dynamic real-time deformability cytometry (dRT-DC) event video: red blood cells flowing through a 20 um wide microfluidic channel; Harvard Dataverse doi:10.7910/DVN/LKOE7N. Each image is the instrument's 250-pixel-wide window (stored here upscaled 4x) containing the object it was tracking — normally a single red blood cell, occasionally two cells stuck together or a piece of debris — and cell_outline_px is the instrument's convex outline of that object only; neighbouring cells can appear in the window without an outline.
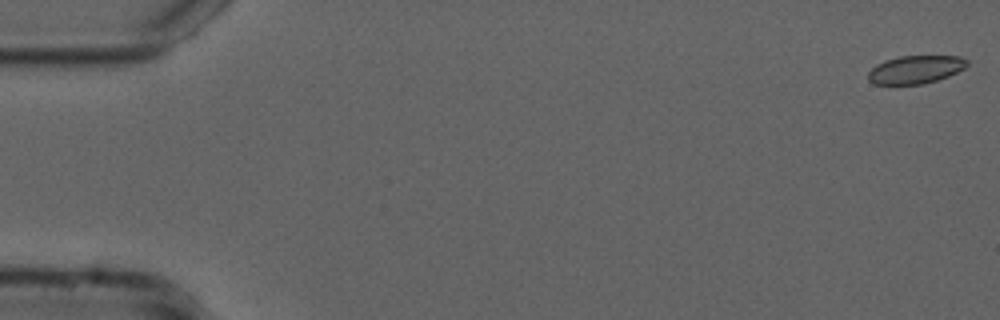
{"species": "common noctule bat (a hibernating species)", "species_latin": "Nyctalus noctula", "temperature_condition": "cold", "stored_images_in_passage": 9, "camera_frame_rate_fps": 3000, "um_per_image_px": 0.085, "animal": {"sex": "male", "forearm_length_mm": 52.5}, "frame": {"image": 1, "passage_image": 1, "time_ms": 0.0, "image_size_px": [1000, 320], "cell_outline_px": [[968, 64], [964, 68], [948, 76], [936, 80], [920, 84], [876, 84], [868, 80], [868, 72], [876, 64], [884, 60], [900, 56], [960, 56], [968, 60]], "centroid_in_image_um": [77.8, 5.9], "position_along_channel_um": 7.2, "area_um2": 16.07}}